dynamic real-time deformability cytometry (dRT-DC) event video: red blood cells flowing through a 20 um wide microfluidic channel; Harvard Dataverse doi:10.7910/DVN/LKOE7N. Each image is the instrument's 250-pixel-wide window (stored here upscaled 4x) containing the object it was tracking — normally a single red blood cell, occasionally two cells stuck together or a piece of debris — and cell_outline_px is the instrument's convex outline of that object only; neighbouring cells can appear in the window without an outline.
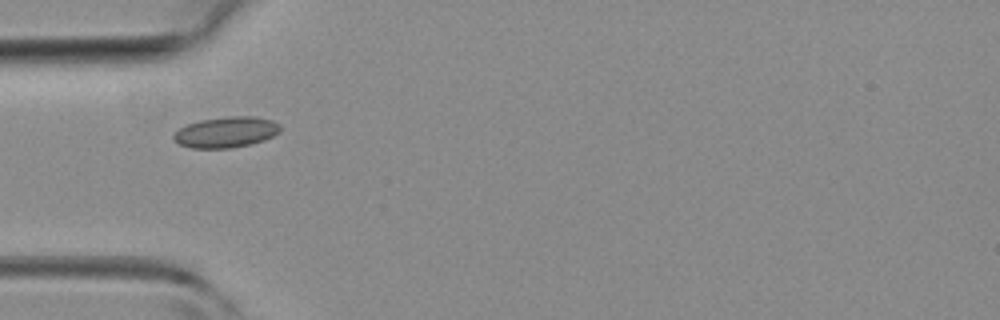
{"species": "common noctule bat (a hibernating species)", "species_latin": "Nyctalus noctula", "temperature_condition": "room temperature", "stored_images_in_passage": 32, "camera_frame_rate_fps": 3000, "um_per_image_px": 0.085, "animal": {"sex": "female", "body_mass_g": 19.3, "forearm_length_mm": 54.1}, "frame": {"image": 1, "passage_image": 1, "time_ms": 0.0, "image_size_px": [1000, 320], "cell_outline_px": [[280, 132], [264, 140], [232, 148], [192, 148], [180, 144], [172, 140], [172, 136], [180, 128], [188, 124], [200, 120], [228, 116], [252, 116], [272, 120], [280, 124]], "centroid_in_image_um": [19.21, 11.23], "position_along_channel_um": 65.8, "area_um2": 19.07}}
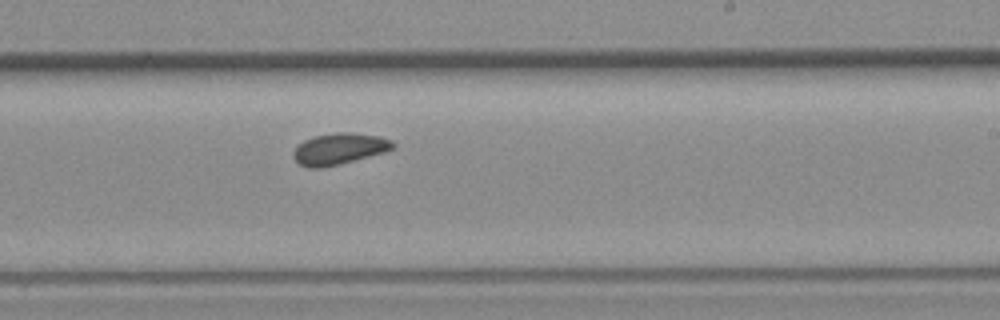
{"frame": {"image": 2, "passage_image": 14, "time_ms": 4.333, "image_size_px": [1000, 320], "cell_outline_px": [[396, 148], [384, 152], [324, 168], [312, 168], [300, 164], [292, 156], [292, 152], [296, 144], [304, 140], [316, 136], [340, 132], [352, 132], [380, 136], [392, 140], [396, 144]], "centroid_in_image_um": [28.84, 12.64], "position_along_channel_um": 260.2, "area_um2": 18.26}}
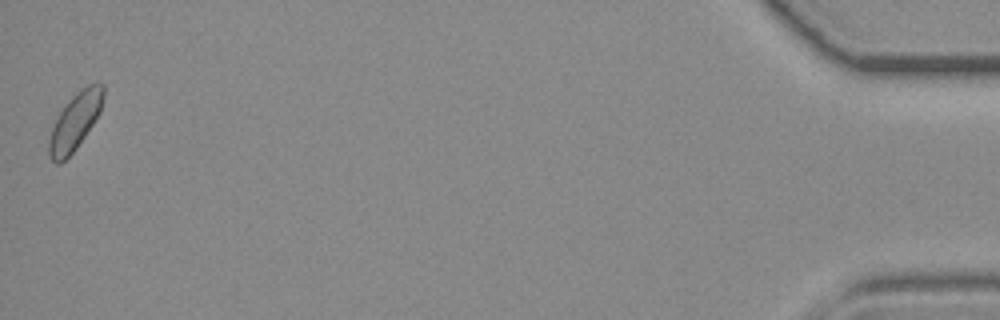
{"frame": {"image": 3, "passage_image": 32, "time_ms": 10.333, "image_size_px": [1000, 320], "cell_outline_px": [[104, 96], [100, 112], [76, 148], [60, 164], [56, 164], [48, 156], [48, 140], [52, 128], [60, 112], [68, 100], [76, 92], [88, 84], [104, 84]], "centroid_in_image_um": [6.36, 10.33], "position_along_channel_um": 428.8, "area_um2": 17.74}}